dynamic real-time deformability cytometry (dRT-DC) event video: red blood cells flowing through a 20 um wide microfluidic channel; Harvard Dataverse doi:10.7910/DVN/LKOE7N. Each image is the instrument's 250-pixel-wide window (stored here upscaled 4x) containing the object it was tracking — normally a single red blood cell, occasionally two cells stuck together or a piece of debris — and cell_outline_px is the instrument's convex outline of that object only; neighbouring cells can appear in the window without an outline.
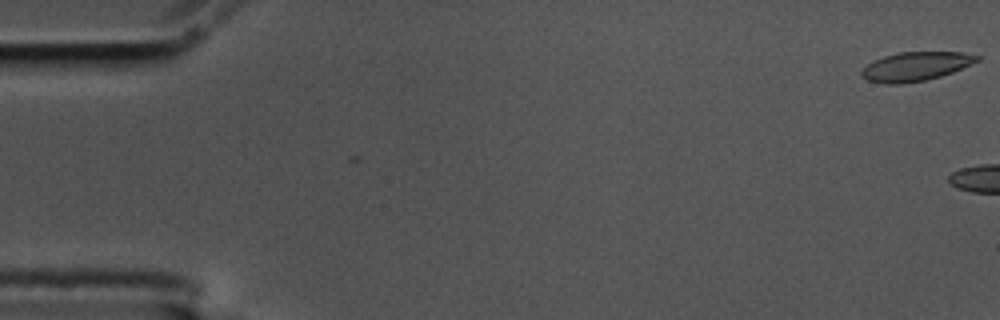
{"species": "common noctule bat (a hibernating species)", "species_latin": "Nyctalus noctula", "temperature_condition": "cold", "stored_images_in_passage": 3, "camera_frame_rate_fps": 3000, "um_per_image_px": 0.085, "animal": {"sex": "male", "body_mass_g": 17.5, "forearm_length_mm": 52.3}, "frame": {"image": 1, "passage_image": 3, "time_ms": 0.667, "image_size_px": [1000, 320], "cell_outline_px": [[980, 60], [952, 72], [940, 76], [924, 80], [904, 84], [884, 84], [868, 80], [860, 76], [860, 72], [868, 64], [884, 56], [900, 52], [964, 52], [980, 56]], "centroid_in_image_um": [77.83, 5.65], "position_along_channel_um": 7.2, "area_um2": 19.36}}